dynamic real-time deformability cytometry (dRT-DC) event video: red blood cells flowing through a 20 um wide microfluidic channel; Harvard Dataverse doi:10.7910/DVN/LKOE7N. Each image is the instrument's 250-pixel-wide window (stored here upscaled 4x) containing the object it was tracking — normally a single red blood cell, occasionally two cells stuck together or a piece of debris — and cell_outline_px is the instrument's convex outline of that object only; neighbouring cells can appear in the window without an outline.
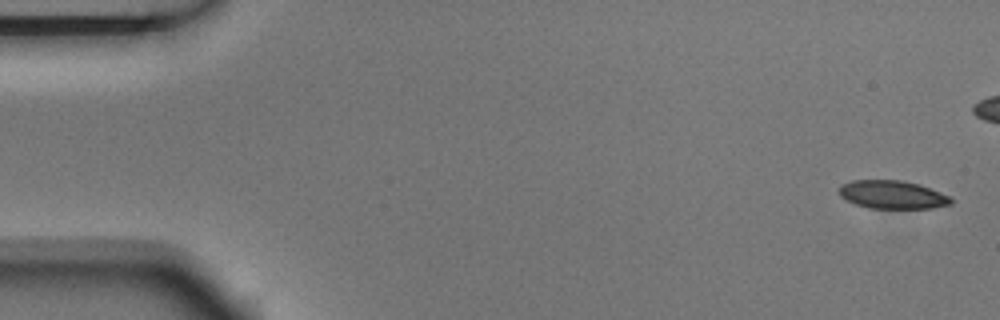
{"species": "Egyptian fruit bat (a non-hibernating species)", "species_latin": "Rousettus aegyptiacus", "temperature_condition": "room temperature", "stored_images_in_passage": 5, "segment_of_instrument_passage": [2, 2], "camera_frame_rate_fps": 3000, "um_per_image_px": 0.085, "animal": {"sex": "male"}, "frame": {"image": 1, "passage_image": 5, "time_ms": 1.333, "image_size_px": [1000, 320], "cell_outline_px": [[952, 204], [932, 208], [868, 208], [844, 200], [840, 196], [840, 184], [852, 180], [900, 180], [920, 184], [940, 192], [948, 196], [952, 200]], "centroid_in_image_um": [75.83, 16.54], "position_along_channel_um": 9.2, "area_um2": 18.44}}